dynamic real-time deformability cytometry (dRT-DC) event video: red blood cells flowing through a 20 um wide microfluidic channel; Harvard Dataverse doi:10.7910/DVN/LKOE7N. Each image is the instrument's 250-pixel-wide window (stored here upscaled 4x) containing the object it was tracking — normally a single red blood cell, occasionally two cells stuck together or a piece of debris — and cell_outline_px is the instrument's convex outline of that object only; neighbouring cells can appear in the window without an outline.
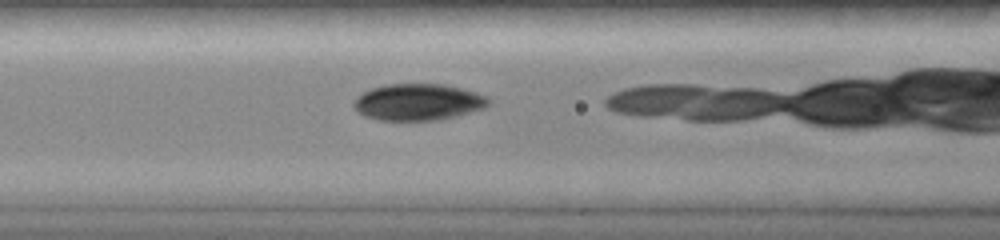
{"species": "common noctule bat (a hibernating species)", "species_latin": "Nyctalus noctula", "temperature_condition": "room temperature", "stored_images_in_passage": 27, "camera_frame_rate_fps": 3000, "um_per_image_px": 0.085, "animal": {"sex": "female", "body_mass_g": 19.0, "forearm_length_mm": 51.5}, "frame": {"image": 1, "passage_image": 14, "time_ms": 4.333, "image_size_px": [1000, 240], "cell_outline_px": [[492, 100], [484, 108], [456, 116], [440, 120], [376, 120], [364, 116], [352, 104], [364, 92], [372, 88], [388, 84], [444, 84], [476, 92]], "centroid_in_image_um": [35.56, 8.68], "position_along_channel_um": 131.0, "area_um2": 28.5}}